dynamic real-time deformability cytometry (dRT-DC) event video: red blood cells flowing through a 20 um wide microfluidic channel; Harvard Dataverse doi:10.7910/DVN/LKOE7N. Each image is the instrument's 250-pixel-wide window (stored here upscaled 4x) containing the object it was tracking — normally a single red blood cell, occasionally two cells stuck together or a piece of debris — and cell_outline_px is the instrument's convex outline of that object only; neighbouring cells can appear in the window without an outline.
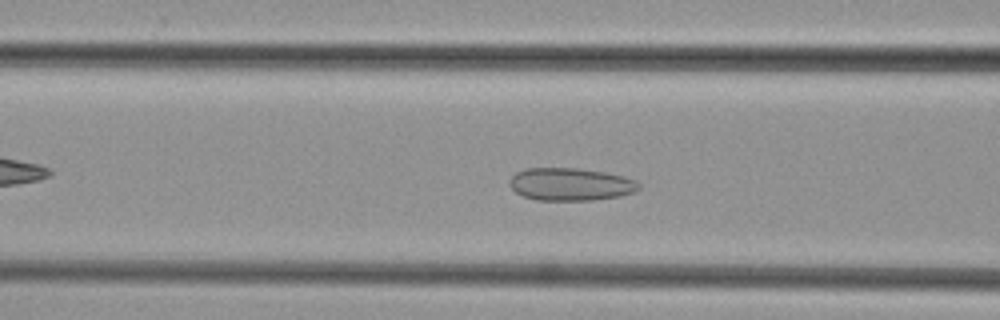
{"species": "common noctule bat (a hibernating species)", "species_latin": "Nyctalus noctula", "temperature_condition": "cold", "stored_images_in_passage": 44, "camera_frame_rate_fps": 3000, "um_per_image_px": 0.085, "animal": {"sex": "female", "body_mass_g": 29.2, "forearm_length_mm": 56.3}, "frame": {"image": 1, "passage_image": 15, "time_ms": 4.667, "image_size_px": [1000, 320], "cell_outline_px": [[640, 188], [632, 192], [620, 196], [592, 200], [536, 200], [524, 196], [516, 192], [508, 184], [508, 180], [516, 172], [528, 168], [576, 168], [604, 172], [624, 176], [636, 180], [640, 184]], "centroid_in_image_um": [48.48, 15.66], "position_along_channel_um": 118.1, "area_um2": 24.62}}
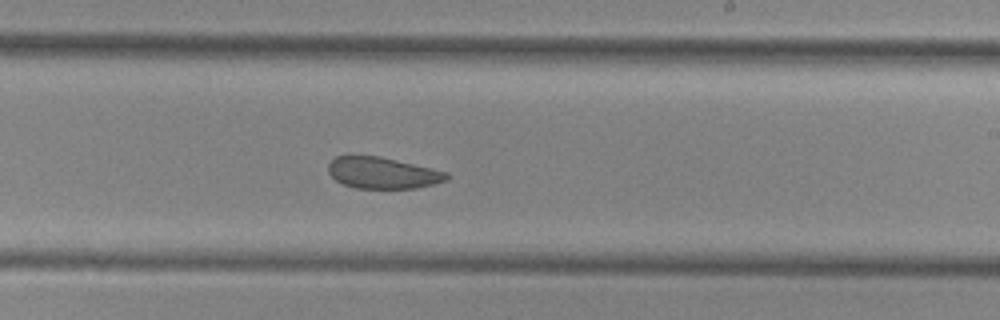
{"frame": {"image": 2, "passage_image": 25, "time_ms": 8.0, "image_size_px": [1000, 320], "cell_outline_px": [[448, 180], [416, 188], [356, 188], [344, 184], [336, 180], [328, 172], [328, 164], [336, 156], [380, 156], [448, 172]], "centroid_in_image_um": [32.52, 14.69], "position_along_channel_um": 256.5, "area_um2": 21.44}}
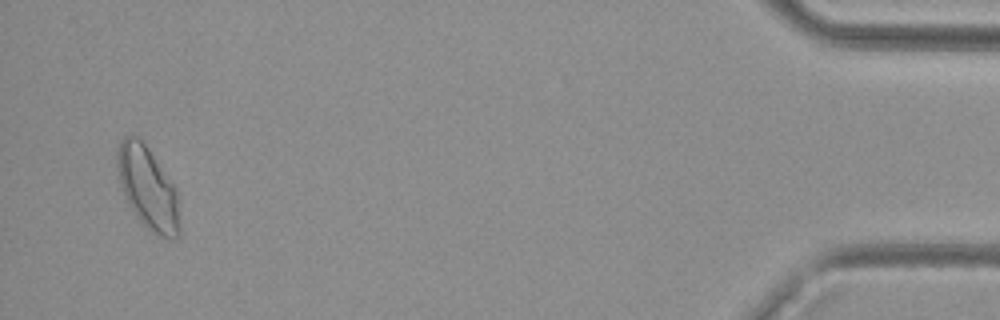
{"frame": {"image": 3, "passage_image": 43, "time_ms": 14.0, "image_size_px": [1000, 320], "cell_outline_px": [[180, 236], [176, 240], [160, 236], [152, 232], [136, 216], [128, 204], [124, 196], [120, 184], [116, 164], [116, 148], [120, 140], [124, 136], [136, 136], [148, 148], [176, 188], [180, 228]], "centroid_in_image_um": [12.55, 15.99], "position_along_channel_um": 422.7, "area_um2": 30.0}}